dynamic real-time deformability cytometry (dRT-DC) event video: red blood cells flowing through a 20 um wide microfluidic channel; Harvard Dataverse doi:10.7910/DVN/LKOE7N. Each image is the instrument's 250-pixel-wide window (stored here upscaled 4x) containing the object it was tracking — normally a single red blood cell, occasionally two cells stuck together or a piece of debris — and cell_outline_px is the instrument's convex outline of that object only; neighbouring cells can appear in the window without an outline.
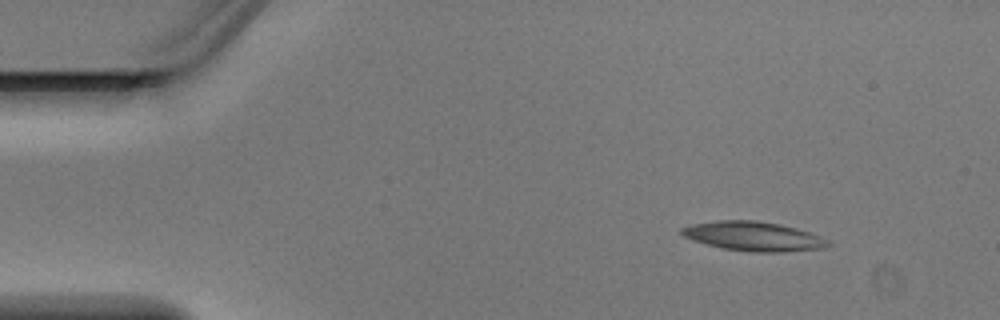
{"species": "Egyptian fruit bat (a non-hibernating species)", "species_latin": "Rousettus aegyptiacus", "temperature_condition": "warm", "stored_images_in_passage": 3, "camera_frame_rate_fps": 3000, "um_per_image_px": 0.085, "animal": {"sex": "male"}, "frame": {"image": 1, "passage_image": 1, "time_ms": 0.0, "image_size_px": [1000, 320], "cell_outline_px": [[832, 244], [824, 248], [784, 252], [752, 252], [720, 248], [692, 240], [684, 236], [680, 232], [680, 228], [688, 224], [720, 220], [756, 220], [780, 224], [796, 228], [820, 236], [828, 240]], "centroid_in_image_um": [64.02, 20.08], "position_along_channel_um": 21.0, "area_um2": 25.2}}
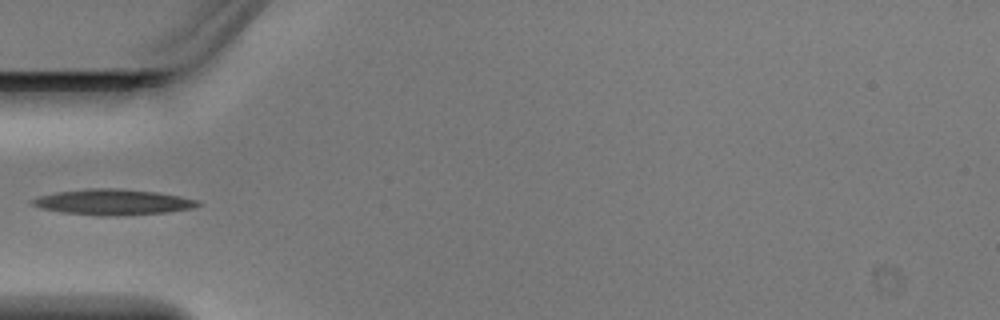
{"frame": {"image": 2, "passage_image": 3, "time_ms": 0.667, "image_size_px": [1000, 320], "cell_outline_px": [[204, 204], [192, 208], [168, 212], [108, 216], [100, 216], [64, 212], [40, 208], [32, 204], [32, 200], [40, 196], [56, 192], [88, 188], [120, 188], [156, 192], [180, 196], [196, 200]], "centroid_in_image_um": [9.63, 17.17], "position_along_channel_um": 75.4, "area_um2": 24.62}}